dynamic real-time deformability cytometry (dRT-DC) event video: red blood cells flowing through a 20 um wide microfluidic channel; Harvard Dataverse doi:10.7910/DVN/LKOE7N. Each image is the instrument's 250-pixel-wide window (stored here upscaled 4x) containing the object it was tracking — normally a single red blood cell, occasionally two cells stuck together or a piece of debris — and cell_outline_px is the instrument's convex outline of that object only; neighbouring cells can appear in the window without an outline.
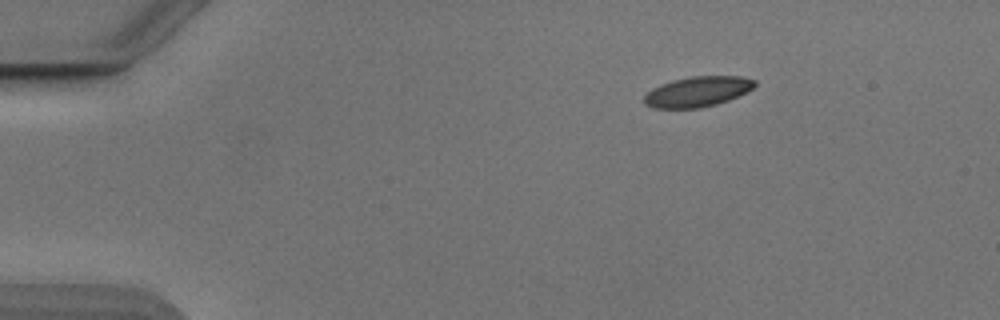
{"species": "Egyptian fruit bat (a non-hibernating species)", "species_latin": "Rousettus aegyptiacus", "temperature_condition": "cold", "stored_images_in_passage": 46, "camera_frame_rate_fps": 3000, "um_per_image_px": 0.085, "animal": {"sex": "male"}, "frame": {"image": 1, "passage_image": 1, "time_ms": 0.0, "image_size_px": [1000, 320], "cell_outline_px": [[756, 84], [748, 92], [728, 100], [716, 104], [700, 108], [652, 108], [644, 104], [644, 96], [652, 88], [660, 84], [692, 76], [744, 76], [756, 80]], "centroid_in_image_um": [59.31, 7.79], "position_along_channel_um": 25.7, "area_um2": 19.54}}
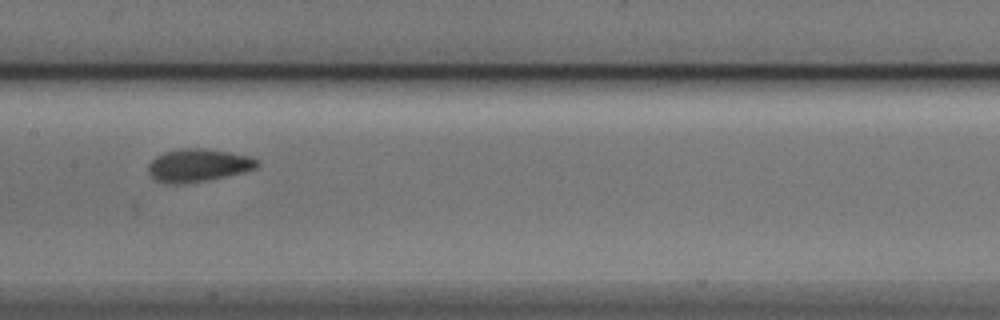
{"frame": {"image": 2, "passage_image": 20, "time_ms": 6.333, "image_size_px": [1000, 320], "cell_outline_px": [[260, 164], [256, 168], [244, 172], [208, 180], [180, 184], [164, 184], [156, 180], [148, 172], [148, 164], [156, 156], [164, 152], [180, 148], [204, 148], [228, 152], [248, 156], [260, 160]], "centroid_in_image_um": [16.84, 14.05], "position_along_channel_um": 190.6, "area_um2": 20.98}}
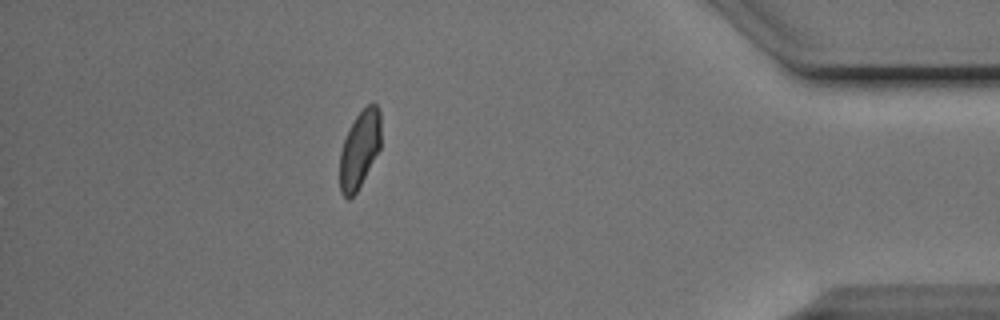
{"frame": {"image": 3, "passage_image": 40, "time_ms": 13.0, "image_size_px": [1000, 320], "cell_outline_px": [[380, 148], [356, 192], [348, 200], [340, 192], [340, 152], [344, 140], [356, 116], [368, 104], [376, 104], [380, 112]], "centroid_in_image_um": [30.56, 12.71], "position_along_channel_um": 404.6, "area_um2": 18.15}, "authors_computed_cell_mechanics": {"area_um2": 19.7098, "velocity_mm_per_s": 3.8545, "shape_relaxation_time_tau1_ms": 3.5171, "shape_relaxation_time_tau2_ms": 1.3342, "deformation_change_tau1": 0.1058, "deformation_change_tau2": 0.0461}}